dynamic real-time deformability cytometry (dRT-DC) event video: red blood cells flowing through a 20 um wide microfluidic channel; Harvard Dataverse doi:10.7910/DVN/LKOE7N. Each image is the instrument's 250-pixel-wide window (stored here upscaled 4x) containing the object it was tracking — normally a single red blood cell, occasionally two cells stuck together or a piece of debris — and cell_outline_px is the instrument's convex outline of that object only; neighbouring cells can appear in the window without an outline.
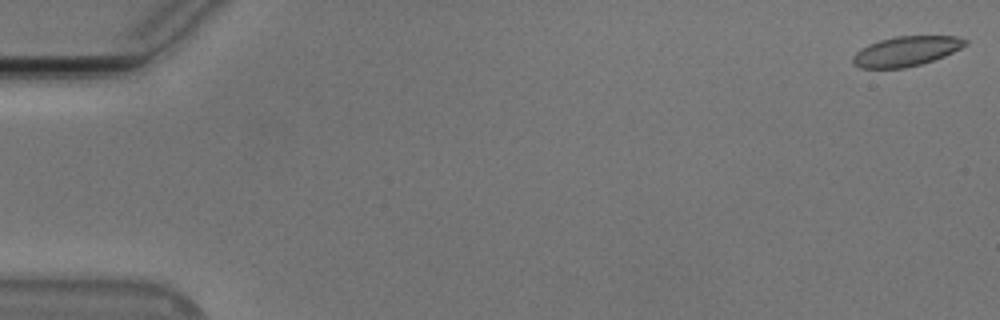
{"species": "Egyptian fruit bat (a non-hibernating species)", "species_latin": "Rousettus aegyptiacus", "temperature_condition": "cold", "stored_images_in_passage": 48, "camera_frame_rate_fps": 3000, "um_per_image_px": 0.085, "animal": {"sex": "male"}, "frame": {"image": 1, "passage_image": 1, "time_ms": 0.0, "image_size_px": [1000, 320], "cell_outline_px": [[968, 44], [944, 56], [920, 64], [904, 68], [860, 68], [852, 64], [852, 56], [856, 52], [868, 44], [880, 40], [896, 36], [956, 36], [968, 40]], "centroid_in_image_um": [77.0, 4.35], "position_along_channel_um": 8.0, "area_um2": 19.48}}
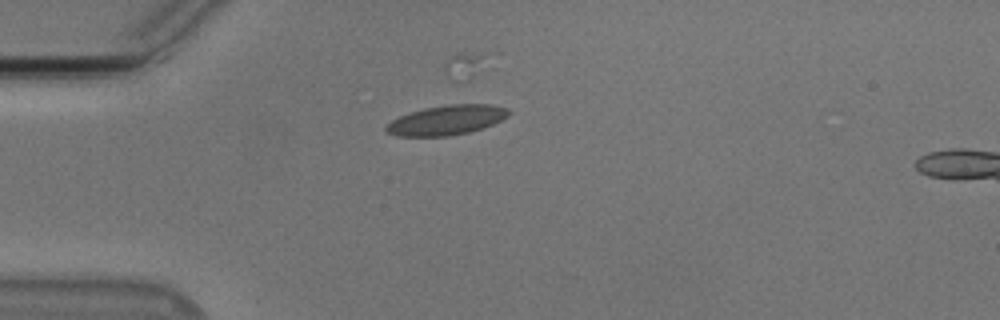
{"frame": {"image": 2, "passage_image": 15, "time_ms": 4.667, "image_size_px": [1000, 320], "cell_outline_px": [[508, 116], [492, 124], [468, 132], [448, 136], [396, 136], [388, 132], [384, 128], [392, 120], [400, 116], [424, 108], [448, 104], [492, 104], [508, 108]], "centroid_in_image_um": [37.95, 10.2], "position_along_channel_um": 47.0, "area_um2": 20.92}}
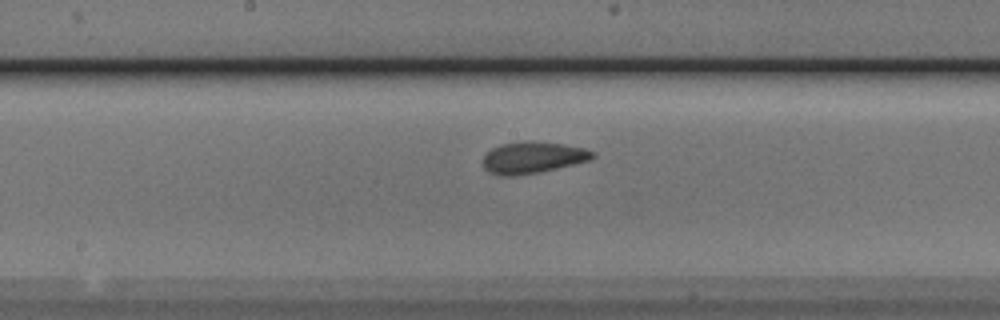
{"frame": {"image": 3, "passage_image": 29, "time_ms": 9.333, "image_size_px": [1000, 320], "cell_outline_px": [[596, 156], [592, 160], [540, 172], [516, 176], [496, 176], [488, 172], [484, 168], [484, 156], [492, 148], [500, 144], [524, 140], [532, 140], [560, 144], [584, 148], [596, 152]], "centroid_in_image_um": [45.29, 13.39], "position_along_channel_um": 202.9, "area_um2": 20.52}}